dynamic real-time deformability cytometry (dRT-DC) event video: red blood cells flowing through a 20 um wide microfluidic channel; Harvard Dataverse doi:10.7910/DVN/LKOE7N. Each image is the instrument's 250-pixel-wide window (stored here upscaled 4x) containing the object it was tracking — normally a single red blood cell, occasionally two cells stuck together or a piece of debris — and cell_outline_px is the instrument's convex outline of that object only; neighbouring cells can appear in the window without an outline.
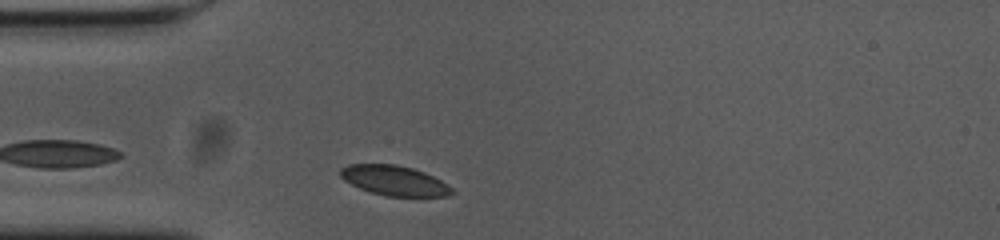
{"species": "common noctule bat (a hibernating species)", "species_latin": "Nyctalus noctula", "temperature_condition": "cold", "stored_images_in_passage": 31, "camera_frame_rate_fps": 3000, "um_per_image_px": 0.085, "animal": {"sex": "female", "body_mass_g": 23.0, "forearm_length_mm": 53.4}, "frame": {"image": 1, "passage_image": 2, "time_ms": 0.333, "image_size_px": [1000, 240], "cell_outline_px": [[456, 192], [448, 196], [384, 196], [360, 188], [344, 180], [340, 176], [340, 168], [348, 164], [396, 164], [412, 168], [424, 172], [440, 180], [452, 188]], "centroid_in_image_um": [33.51, 15.34], "position_along_channel_um": 51.5, "area_um2": 19.36}}
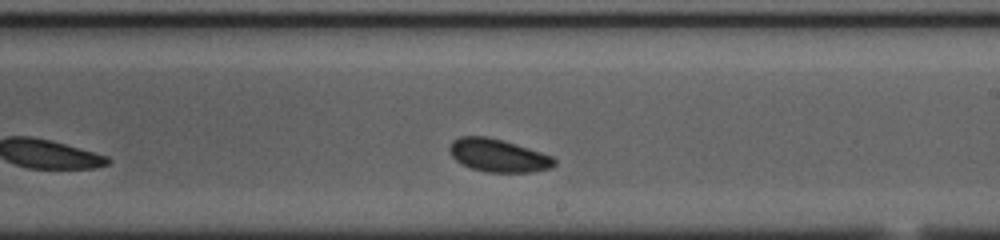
{"frame": {"image": 2, "passage_image": 19, "time_ms": 6.0, "image_size_px": [1000, 240], "cell_outline_px": [[556, 164], [552, 168], [532, 172], [488, 172], [472, 168], [460, 164], [452, 156], [448, 148], [452, 140], [460, 136], [488, 136], [504, 140], [552, 156], [556, 160]], "centroid_in_image_um": [42.34, 13.21], "position_along_channel_um": 246.7, "area_um2": 20.23}}
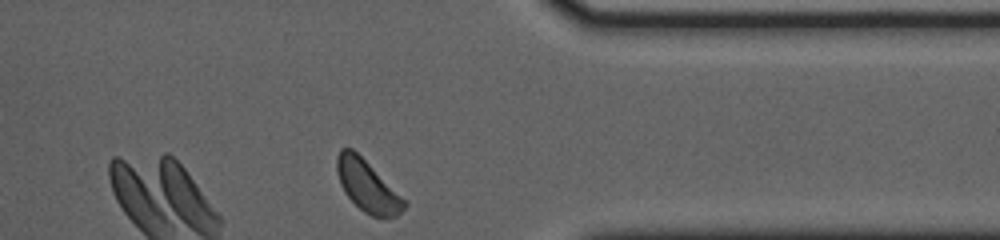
{"frame": {"image": 3, "passage_image": 31, "time_ms": 10.0, "image_size_px": [1000, 240], "cell_outline_px": [[408, 204], [396, 216], [388, 220], [372, 216], [364, 212], [344, 192], [340, 184], [336, 172], [336, 156], [340, 148], [352, 148], [408, 200]], "centroid_in_image_um": [31.26, 15.83], "position_along_channel_um": 380.1, "area_um2": 20.52}, "authors_computed_cell_mechanics": {"area_um2": 19.941, "velocity_mm_per_s": 3.6092, "shape_relaxation_time_tau1_ms": 2.2471, "shape_relaxation_time_tau2_ms": null, "deformation_change_tau1": 0.0639, "deformation_change_tau2": null}}